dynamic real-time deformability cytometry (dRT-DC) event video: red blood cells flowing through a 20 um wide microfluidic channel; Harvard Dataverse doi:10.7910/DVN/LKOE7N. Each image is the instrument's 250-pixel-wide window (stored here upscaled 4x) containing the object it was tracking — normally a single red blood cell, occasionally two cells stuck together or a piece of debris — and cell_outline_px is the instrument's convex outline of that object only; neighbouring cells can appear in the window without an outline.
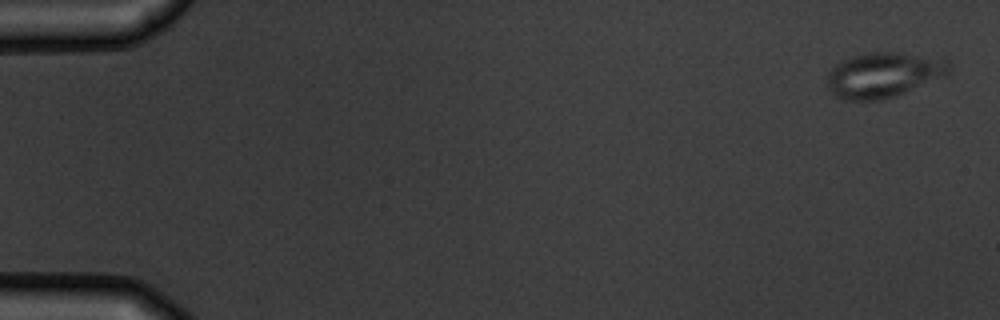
{"species": "common noctule bat (a hibernating species)", "species_latin": "Nyctalus noctula", "temperature_condition": "warm", "stored_images_in_passage": 5, "camera_frame_rate_fps": 3000, "um_per_image_px": 0.085, "animal": {"sex": "male", "body_mass_g": 19.5, "forearm_length_mm": 54.6}, "frame": {"image": 1, "passage_image": 1, "time_ms": 0.0, "image_size_px": [1000, 320], "cell_outline_px": [[952, 64], [948, 76], [896, 96], [880, 100], [844, 100], [836, 96], [828, 88], [828, 72], [840, 60], [868, 52], [900, 52], [948, 60]], "centroid_in_image_um": [75.14, 6.37], "position_along_channel_um": 9.9, "area_um2": 32.37}}